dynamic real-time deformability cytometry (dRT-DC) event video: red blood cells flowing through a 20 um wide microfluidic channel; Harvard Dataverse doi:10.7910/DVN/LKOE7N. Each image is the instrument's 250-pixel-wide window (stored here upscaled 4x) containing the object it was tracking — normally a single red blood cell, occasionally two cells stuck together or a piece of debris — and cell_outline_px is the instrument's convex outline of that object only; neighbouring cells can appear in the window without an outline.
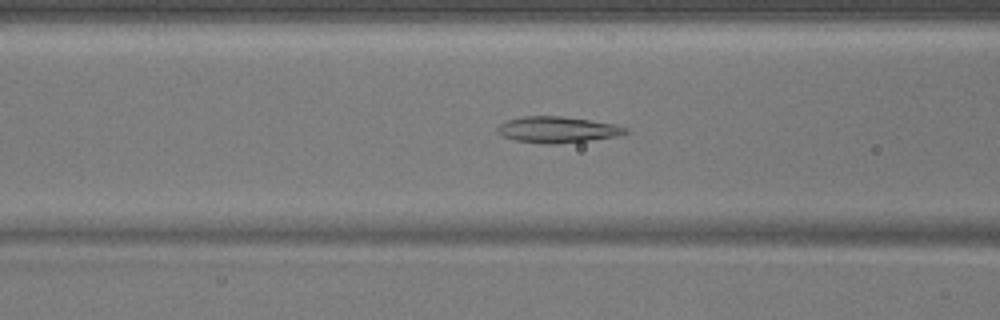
{"species": "common noctule bat (a hibernating species)", "species_latin": "Nyctalus noctula", "temperature_condition": "warm", "stored_images_in_passage": 44, "camera_frame_rate_fps": 3000, "um_per_image_px": 0.085, "animal": {"sex": "male", "body_mass_g": 17.9}, "frame": {"image": 1, "passage_image": 14, "time_ms": 4.333, "image_size_px": [1000, 320], "cell_outline_px": [[628, 132], [616, 136], [588, 140], [556, 144], [544, 144], [516, 140], [504, 136], [496, 128], [504, 120], [524, 116], [560, 116], [588, 120], [612, 124], [628, 128]], "centroid_in_image_um": [47.35, 11.01], "position_along_channel_um": 119.3, "area_um2": 19.19}}
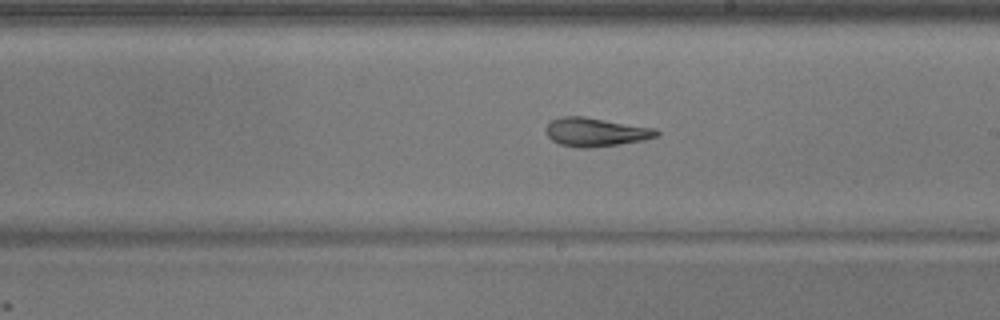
{"frame": {"image": 2, "passage_image": 23, "time_ms": 7.333, "image_size_px": [1000, 320], "cell_outline_px": [[660, 136], [644, 140], [620, 144], [588, 148], [580, 148], [560, 144], [552, 140], [544, 132], [544, 128], [552, 120], [560, 116], [584, 116], [656, 128], [660, 132]], "centroid_in_image_um": [50.64, 11.22], "position_along_channel_um": 238.4, "area_um2": 18.73}}
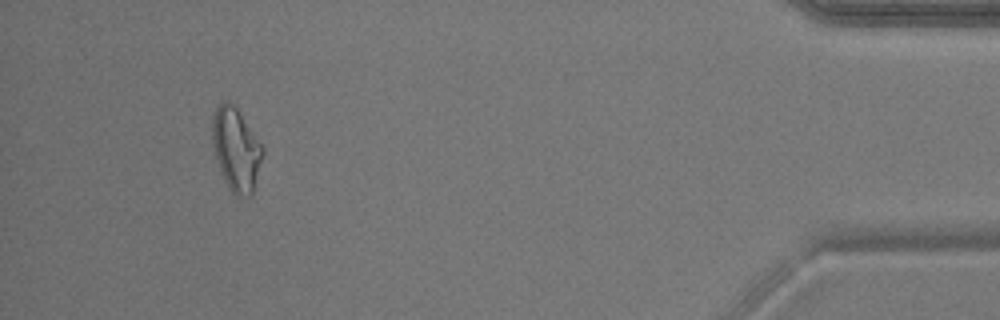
{"frame": {"image": 3, "passage_image": 41, "time_ms": 13.333, "image_size_px": [1000, 320], "cell_outline_px": [[264, 152], [252, 196], [236, 196], [228, 188], [224, 180], [212, 144], [212, 112], [220, 100], [224, 100], [232, 104], [236, 108], [264, 148]], "centroid_in_image_um": [20.05, 12.69], "position_along_channel_um": 415.1, "area_um2": 24.33}}